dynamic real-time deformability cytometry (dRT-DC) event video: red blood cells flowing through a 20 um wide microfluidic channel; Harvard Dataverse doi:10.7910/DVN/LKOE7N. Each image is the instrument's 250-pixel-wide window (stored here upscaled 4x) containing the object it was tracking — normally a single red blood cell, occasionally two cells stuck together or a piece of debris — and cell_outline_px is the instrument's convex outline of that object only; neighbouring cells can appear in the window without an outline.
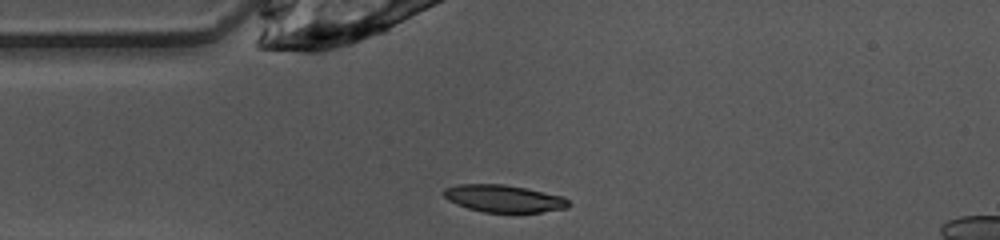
{"species": "common noctule bat (a hibernating species)", "species_latin": "Nyctalus noctula", "temperature_condition": "warm", "stored_images_in_passage": 38, "camera_frame_rate_fps": 3000, "um_per_image_px": 0.085, "animal": {"sex": "female", "body_mass_g": 10.0, "forearm_length_mm": 53.1}, "frame": {"image": 1, "passage_image": 1, "time_ms": 0.0, "image_size_px": [1000, 240], "cell_outline_px": [[568, 208], [540, 212], [484, 212], [468, 208], [456, 204], [448, 200], [444, 196], [444, 188], [456, 184], [504, 184], [564, 196], [568, 200]], "centroid_in_image_um": [42.8, 16.87], "position_along_channel_um": 42.2, "area_um2": 19.77}}
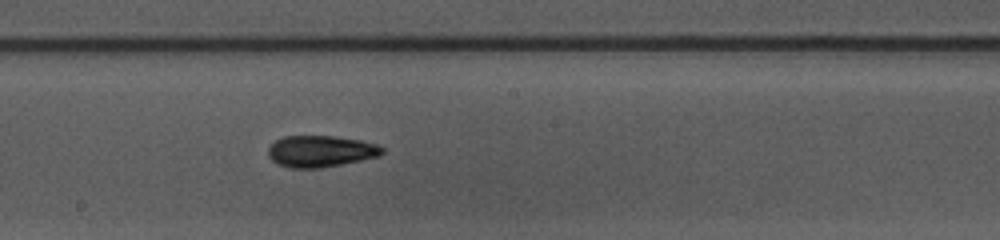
{"frame": {"image": 2, "passage_image": 15, "time_ms": 4.667, "image_size_px": [1000, 240], "cell_outline_px": [[384, 152], [380, 156], [320, 168], [288, 168], [276, 164], [268, 156], [268, 148], [276, 140], [284, 136], [336, 136], [360, 140], [376, 144], [384, 148]], "centroid_in_image_um": [27.23, 12.86], "position_along_channel_um": 221.0, "area_um2": 20.98}}
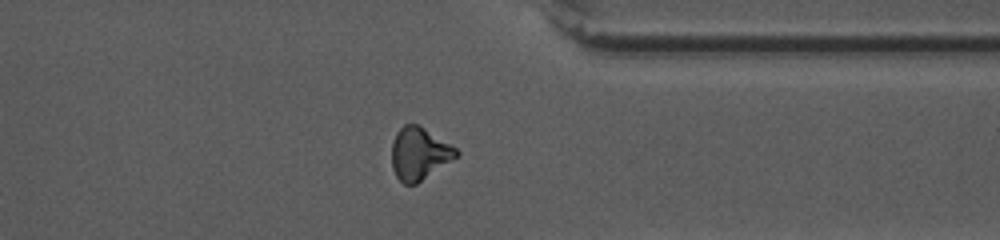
{"frame": {"image": 3, "passage_image": 27, "time_ms": 8.667, "image_size_px": [1000, 240], "cell_outline_px": [[460, 156], [416, 184], [404, 184], [396, 176], [392, 168], [392, 140], [396, 132], [404, 124], [420, 124], [456, 148], [460, 152]], "centroid_in_image_um": [35.65, 13.05], "position_along_channel_um": 375.7, "area_um2": 20.0}, "authors_computed_cell_mechanics": {"area_um2": 19.8543, "velocity_mm_per_s": 4.0452, "shape_relaxation_time_tau1_ms": 5.4804, "shape_relaxation_time_tau2_ms": 3.8927, "deformation_change_tau1": 0.1555, "deformation_change_tau2": 0.103}}